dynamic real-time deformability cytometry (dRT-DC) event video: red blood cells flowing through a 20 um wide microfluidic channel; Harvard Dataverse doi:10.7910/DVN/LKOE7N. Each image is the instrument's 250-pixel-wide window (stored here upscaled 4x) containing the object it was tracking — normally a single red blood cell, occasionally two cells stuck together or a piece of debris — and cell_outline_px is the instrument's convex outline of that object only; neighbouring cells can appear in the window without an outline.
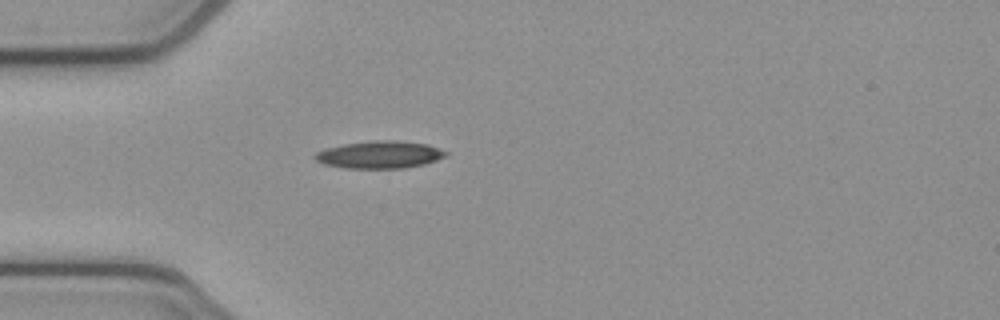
{"species": "common noctule bat (a hibernating species)", "species_latin": "Nyctalus noctula", "temperature_condition": "cold", "stored_images_in_passage": 4, "camera_frame_rate_fps": 3000, "um_per_image_px": 0.085, "animal": {"sex": "female", "body_mass_g": 21.9}, "frame": {"image": 1, "passage_image": 4, "time_ms": 1.0, "image_size_px": [1000, 320], "cell_outline_px": [[448, 156], [424, 164], [404, 168], [344, 168], [324, 164], [316, 160], [312, 156], [316, 152], [328, 148], [344, 144], [372, 140], [396, 140], [428, 144], [448, 152]], "centroid_in_image_um": [32.28, 13.14], "position_along_channel_um": 52.7, "area_um2": 20.92}}